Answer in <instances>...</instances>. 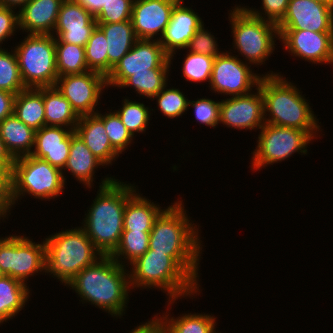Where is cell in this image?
<instances>
[{
	"instance_id": "cell-42",
	"label": "cell",
	"mask_w": 333,
	"mask_h": 333,
	"mask_svg": "<svg viewBox=\"0 0 333 333\" xmlns=\"http://www.w3.org/2000/svg\"><path fill=\"white\" fill-rule=\"evenodd\" d=\"M220 102L203 97L189 100L188 107H194L195 118L200 124L216 128L219 125Z\"/></svg>"
},
{
	"instance_id": "cell-53",
	"label": "cell",
	"mask_w": 333,
	"mask_h": 333,
	"mask_svg": "<svg viewBox=\"0 0 333 333\" xmlns=\"http://www.w3.org/2000/svg\"><path fill=\"white\" fill-rule=\"evenodd\" d=\"M321 3L328 4V5H333V0H321Z\"/></svg>"
},
{
	"instance_id": "cell-39",
	"label": "cell",
	"mask_w": 333,
	"mask_h": 333,
	"mask_svg": "<svg viewBox=\"0 0 333 333\" xmlns=\"http://www.w3.org/2000/svg\"><path fill=\"white\" fill-rule=\"evenodd\" d=\"M103 122L104 128L110 140L112 147L119 153L128 149V145L132 144L133 136L128 131L126 126L122 123L118 114L114 111L105 112V114H101V112L97 111L95 113Z\"/></svg>"
},
{
	"instance_id": "cell-48",
	"label": "cell",
	"mask_w": 333,
	"mask_h": 333,
	"mask_svg": "<svg viewBox=\"0 0 333 333\" xmlns=\"http://www.w3.org/2000/svg\"><path fill=\"white\" fill-rule=\"evenodd\" d=\"M129 333H167V330L156 315H154L153 319L143 324L141 323V325L136 326Z\"/></svg>"
},
{
	"instance_id": "cell-6",
	"label": "cell",
	"mask_w": 333,
	"mask_h": 333,
	"mask_svg": "<svg viewBox=\"0 0 333 333\" xmlns=\"http://www.w3.org/2000/svg\"><path fill=\"white\" fill-rule=\"evenodd\" d=\"M46 245V273L65 286L85 267L103 255L81 227L61 230L44 238Z\"/></svg>"
},
{
	"instance_id": "cell-47",
	"label": "cell",
	"mask_w": 333,
	"mask_h": 333,
	"mask_svg": "<svg viewBox=\"0 0 333 333\" xmlns=\"http://www.w3.org/2000/svg\"><path fill=\"white\" fill-rule=\"evenodd\" d=\"M15 94L0 90V122L13 114Z\"/></svg>"
},
{
	"instance_id": "cell-46",
	"label": "cell",
	"mask_w": 333,
	"mask_h": 333,
	"mask_svg": "<svg viewBox=\"0 0 333 333\" xmlns=\"http://www.w3.org/2000/svg\"><path fill=\"white\" fill-rule=\"evenodd\" d=\"M12 168H0V210L10 214L12 198Z\"/></svg>"
},
{
	"instance_id": "cell-33",
	"label": "cell",
	"mask_w": 333,
	"mask_h": 333,
	"mask_svg": "<svg viewBox=\"0 0 333 333\" xmlns=\"http://www.w3.org/2000/svg\"><path fill=\"white\" fill-rule=\"evenodd\" d=\"M55 47L58 77L90 71L86 63L85 47L66 42H55Z\"/></svg>"
},
{
	"instance_id": "cell-50",
	"label": "cell",
	"mask_w": 333,
	"mask_h": 333,
	"mask_svg": "<svg viewBox=\"0 0 333 333\" xmlns=\"http://www.w3.org/2000/svg\"><path fill=\"white\" fill-rule=\"evenodd\" d=\"M14 159L6 150L4 142L0 136V168H12Z\"/></svg>"
},
{
	"instance_id": "cell-37",
	"label": "cell",
	"mask_w": 333,
	"mask_h": 333,
	"mask_svg": "<svg viewBox=\"0 0 333 333\" xmlns=\"http://www.w3.org/2000/svg\"><path fill=\"white\" fill-rule=\"evenodd\" d=\"M25 89L15 51L0 48V90L17 95Z\"/></svg>"
},
{
	"instance_id": "cell-12",
	"label": "cell",
	"mask_w": 333,
	"mask_h": 333,
	"mask_svg": "<svg viewBox=\"0 0 333 333\" xmlns=\"http://www.w3.org/2000/svg\"><path fill=\"white\" fill-rule=\"evenodd\" d=\"M231 52H223L215 57L213 69L208 87L215 93L229 96H241L252 92L253 87L257 88L263 75H278L271 71L266 74H256L251 65L240 60L237 55ZM250 65V66H249Z\"/></svg>"
},
{
	"instance_id": "cell-3",
	"label": "cell",
	"mask_w": 333,
	"mask_h": 333,
	"mask_svg": "<svg viewBox=\"0 0 333 333\" xmlns=\"http://www.w3.org/2000/svg\"><path fill=\"white\" fill-rule=\"evenodd\" d=\"M96 198L80 226L102 255H111L119 245L128 198L137 190L114 177L101 180Z\"/></svg>"
},
{
	"instance_id": "cell-4",
	"label": "cell",
	"mask_w": 333,
	"mask_h": 333,
	"mask_svg": "<svg viewBox=\"0 0 333 333\" xmlns=\"http://www.w3.org/2000/svg\"><path fill=\"white\" fill-rule=\"evenodd\" d=\"M258 87L263 96L266 124L297 128L303 131L321 129L308 100L294 83L287 81L281 74L263 75Z\"/></svg>"
},
{
	"instance_id": "cell-18",
	"label": "cell",
	"mask_w": 333,
	"mask_h": 333,
	"mask_svg": "<svg viewBox=\"0 0 333 333\" xmlns=\"http://www.w3.org/2000/svg\"><path fill=\"white\" fill-rule=\"evenodd\" d=\"M96 26L95 18L78 2L63 0L53 36L55 42H66L85 47Z\"/></svg>"
},
{
	"instance_id": "cell-15",
	"label": "cell",
	"mask_w": 333,
	"mask_h": 333,
	"mask_svg": "<svg viewBox=\"0 0 333 333\" xmlns=\"http://www.w3.org/2000/svg\"><path fill=\"white\" fill-rule=\"evenodd\" d=\"M279 41L291 55L314 64L333 65V32L278 30Z\"/></svg>"
},
{
	"instance_id": "cell-44",
	"label": "cell",
	"mask_w": 333,
	"mask_h": 333,
	"mask_svg": "<svg viewBox=\"0 0 333 333\" xmlns=\"http://www.w3.org/2000/svg\"><path fill=\"white\" fill-rule=\"evenodd\" d=\"M289 1L290 0H262V13L260 10L248 8V6H244L243 8L254 16L277 25L284 18Z\"/></svg>"
},
{
	"instance_id": "cell-31",
	"label": "cell",
	"mask_w": 333,
	"mask_h": 333,
	"mask_svg": "<svg viewBox=\"0 0 333 333\" xmlns=\"http://www.w3.org/2000/svg\"><path fill=\"white\" fill-rule=\"evenodd\" d=\"M165 315V316H164ZM157 318L166 327L167 333H212L216 324V317L212 314L193 313L182 314L177 318L169 317V313Z\"/></svg>"
},
{
	"instance_id": "cell-52",
	"label": "cell",
	"mask_w": 333,
	"mask_h": 333,
	"mask_svg": "<svg viewBox=\"0 0 333 333\" xmlns=\"http://www.w3.org/2000/svg\"><path fill=\"white\" fill-rule=\"evenodd\" d=\"M6 215L8 216L9 214L6 213V212H4V211H1V210H0V220H1L2 218H3L2 220H4V218L7 217Z\"/></svg>"
},
{
	"instance_id": "cell-36",
	"label": "cell",
	"mask_w": 333,
	"mask_h": 333,
	"mask_svg": "<svg viewBox=\"0 0 333 333\" xmlns=\"http://www.w3.org/2000/svg\"><path fill=\"white\" fill-rule=\"evenodd\" d=\"M122 108L114 110L120 117L122 123L134 137L135 133H144L148 127L151 110L141 102L130 99L122 100Z\"/></svg>"
},
{
	"instance_id": "cell-30",
	"label": "cell",
	"mask_w": 333,
	"mask_h": 333,
	"mask_svg": "<svg viewBox=\"0 0 333 333\" xmlns=\"http://www.w3.org/2000/svg\"><path fill=\"white\" fill-rule=\"evenodd\" d=\"M27 284L8 275L0 277V325L13 319L29 301Z\"/></svg>"
},
{
	"instance_id": "cell-45",
	"label": "cell",
	"mask_w": 333,
	"mask_h": 333,
	"mask_svg": "<svg viewBox=\"0 0 333 333\" xmlns=\"http://www.w3.org/2000/svg\"><path fill=\"white\" fill-rule=\"evenodd\" d=\"M18 28V11L15 12L14 9L0 6V45L14 35Z\"/></svg>"
},
{
	"instance_id": "cell-43",
	"label": "cell",
	"mask_w": 333,
	"mask_h": 333,
	"mask_svg": "<svg viewBox=\"0 0 333 333\" xmlns=\"http://www.w3.org/2000/svg\"><path fill=\"white\" fill-rule=\"evenodd\" d=\"M215 39L217 38H215L214 35L208 31V29L205 30L203 24L188 42L186 50L189 48L188 51L190 52L216 57L222 54L223 51H219L218 44Z\"/></svg>"
},
{
	"instance_id": "cell-9",
	"label": "cell",
	"mask_w": 333,
	"mask_h": 333,
	"mask_svg": "<svg viewBox=\"0 0 333 333\" xmlns=\"http://www.w3.org/2000/svg\"><path fill=\"white\" fill-rule=\"evenodd\" d=\"M14 51L26 88L55 86L58 72L53 35L27 34Z\"/></svg>"
},
{
	"instance_id": "cell-35",
	"label": "cell",
	"mask_w": 333,
	"mask_h": 333,
	"mask_svg": "<svg viewBox=\"0 0 333 333\" xmlns=\"http://www.w3.org/2000/svg\"><path fill=\"white\" fill-rule=\"evenodd\" d=\"M86 63L90 71L108 76L107 39L104 32L96 26L85 45Z\"/></svg>"
},
{
	"instance_id": "cell-14",
	"label": "cell",
	"mask_w": 333,
	"mask_h": 333,
	"mask_svg": "<svg viewBox=\"0 0 333 333\" xmlns=\"http://www.w3.org/2000/svg\"><path fill=\"white\" fill-rule=\"evenodd\" d=\"M55 87L69 101L76 114L81 117L95 114L102 91L107 88L106 77L95 71L59 76Z\"/></svg>"
},
{
	"instance_id": "cell-11",
	"label": "cell",
	"mask_w": 333,
	"mask_h": 333,
	"mask_svg": "<svg viewBox=\"0 0 333 333\" xmlns=\"http://www.w3.org/2000/svg\"><path fill=\"white\" fill-rule=\"evenodd\" d=\"M0 270L27 284L29 277L46 272V245L23 235L0 238ZM27 279V280H26Z\"/></svg>"
},
{
	"instance_id": "cell-24",
	"label": "cell",
	"mask_w": 333,
	"mask_h": 333,
	"mask_svg": "<svg viewBox=\"0 0 333 333\" xmlns=\"http://www.w3.org/2000/svg\"><path fill=\"white\" fill-rule=\"evenodd\" d=\"M99 166L103 167L104 164L93 155L81 137L73 130L69 156L62 169L64 181H66V176L63 171L67 170L79 183L85 185L86 188H91L94 186L95 169L97 170Z\"/></svg>"
},
{
	"instance_id": "cell-21",
	"label": "cell",
	"mask_w": 333,
	"mask_h": 333,
	"mask_svg": "<svg viewBox=\"0 0 333 333\" xmlns=\"http://www.w3.org/2000/svg\"><path fill=\"white\" fill-rule=\"evenodd\" d=\"M72 131L66 127L43 126L35 132L34 150L30 155L62 170L69 156Z\"/></svg>"
},
{
	"instance_id": "cell-27",
	"label": "cell",
	"mask_w": 333,
	"mask_h": 333,
	"mask_svg": "<svg viewBox=\"0 0 333 333\" xmlns=\"http://www.w3.org/2000/svg\"><path fill=\"white\" fill-rule=\"evenodd\" d=\"M107 39L108 75L116 63L127 54L138 38L131 20L120 23H97Z\"/></svg>"
},
{
	"instance_id": "cell-49",
	"label": "cell",
	"mask_w": 333,
	"mask_h": 333,
	"mask_svg": "<svg viewBox=\"0 0 333 333\" xmlns=\"http://www.w3.org/2000/svg\"><path fill=\"white\" fill-rule=\"evenodd\" d=\"M85 10H87L93 17H95L106 5L108 0H75Z\"/></svg>"
},
{
	"instance_id": "cell-51",
	"label": "cell",
	"mask_w": 333,
	"mask_h": 333,
	"mask_svg": "<svg viewBox=\"0 0 333 333\" xmlns=\"http://www.w3.org/2000/svg\"><path fill=\"white\" fill-rule=\"evenodd\" d=\"M30 0H0V6H4L11 9L20 10L25 4H27Z\"/></svg>"
},
{
	"instance_id": "cell-20",
	"label": "cell",
	"mask_w": 333,
	"mask_h": 333,
	"mask_svg": "<svg viewBox=\"0 0 333 333\" xmlns=\"http://www.w3.org/2000/svg\"><path fill=\"white\" fill-rule=\"evenodd\" d=\"M203 24L198 13L191 7L183 3L175 4L169 24L159 40L164 51L170 56V60H173L177 50L186 49L192 36Z\"/></svg>"
},
{
	"instance_id": "cell-5",
	"label": "cell",
	"mask_w": 333,
	"mask_h": 333,
	"mask_svg": "<svg viewBox=\"0 0 333 333\" xmlns=\"http://www.w3.org/2000/svg\"><path fill=\"white\" fill-rule=\"evenodd\" d=\"M130 266V287L161 289L169 296L168 305L200 292V285L171 256L164 253L148 249Z\"/></svg>"
},
{
	"instance_id": "cell-26",
	"label": "cell",
	"mask_w": 333,
	"mask_h": 333,
	"mask_svg": "<svg viewBox=\"0 0 333 333\" xmlns=\"http://www.w3.org/2000/svg\"><path fill=\"white\" fill-rule=\"evenodd\" d=\"M137 192L126 202L123 231L151 232L155 219L164 209Z\"/></svg>"
},
{
	"instance_id": "cell-8",
	"label": "cell",
	"mask_w": 333,
	"mask_h": 333,
	"mask_svg": "<svg viewBox=\"0 0 333 333\" xmlns=\"http://www.w3.org/2000/svg\"><path fill=\"white\" fill-rule=\"evenodd\" d=\"M12 198L14 205L22 196L55 199L65 189L62 170L32 155L14 160L12 165Z\"/></svg>"
},
{
	"instance_id": "cell-7",
	"label": "cell",
	"mask_w": 333,
	"mask_h": 333,
	"mask_svg": "<svg viewBox=\"0 0 333 333\" xmlns=\"http://www.w3.org/2000/svg\"><path fill=\"white\" fill-rule=\"evenodd\" d=\"M232 10L228 18L234 38L233 47L244 57L245 63L261 66L275 50L274 39L279 40L277 25L254 16L243 6H235Z\"/></svg>"
},
{
	"instance_id": "cell-23",
	"label": "cell",
	"mask_w": 333,
	"mask_h": 333,
	"mask_svg": "<svg viewBox=\"0 0 333 333\" xmlns=\"http://www.w3.org/2000/svg\"><path fill=\"white\" fill-rule=\"evenodd\" d=\"M75 132L105 166L112 165V161L119 157V153L110 143L104 122L96 114L81 116Z\"/></svg>"
},
{
	"instance_id": "cell-34",
	"label": "cell",
	"mask_w": 333,
	"mask_h": 333,
	"mask_svg": "<svg viewBox=\"0 0 333 333\" xmlns=\"http://www.w3.org/2000/svg\"><path fill=\"white\" fill-rule=\"evenodd\" d=\"M170 69H151V73H133L118 88H134L143 97L152 99L168 83Z\"/></svg>"
},
{
	"instance_id": "cell-38",
	"label": "cell",
	"mask_w": 333,
	"mask_h": 333,
	"mask_svg": "<svg viewBox=\"0 0 333 333\" xmlns=\"http://www.w3.org/2000/svg\"><path fill=\"white\" fill-rule=\"evenodd\" d=\"M215 57L187 52L183 61L182 74L190 82H210Z\"/></svg>"
},
{
	"instance_id": "cell-16",
	"label": "cell",
	"mask_w": 333,
	"mask_h": 333,
	"mask_svg": "<svg viewBox=\"0 0 333 333\" xmlns=\"http://www.w3.org/2000/svg\"><path fill=\"white\" fill-rule=\"evenodd\" d=\"M255 90L246 95L222 99L219 123L239 130H260L265 124L263 96L259 87Z\"/></svg>"
},
{
	"instance_id": "cell-29",
	"label": "cell",
	"mask_w": 333,
	"mask_h": 333,
	"mask_svg": "<svg viewBox=\"0 0 333 333\" xmlns=\"http://www.w3.org/2000/svg\"><path fill=\"white\" fill-rule=\"evenodd\" d=\"M43 101L46 126L75 130L80 117L55 86L43 87Z\"/></svg>"
},
{
	"instance_id": "cell-28",
	"label": "cell",
	"mask_w": 333,
	"mask_h": 333,
	"mask_svg": "<svg viewBox=\"0 0 333 333\" xmlns=\"http://www.w3.org/2000/svg\"><path fill=\"white\" fill-rule=\"evenodd\" d=\"M13 113L34 131L46 126L43 87L20 91L14 99Z\"/></svg>"
},
{
	"instance_id": "cell-17",
	"label": "cell",
	"mask_w": 333,
	"mask_h": 333,
	"mask_svg": "<svg viewBox=\"0 0 333 333\" xmlns=\"http://www.w3.org/2000/svg\"><path fill=\"white\" fill-rule=\"evenodd\" d=\"M278 30L333 32V5L314 0H290Z\"/></svg>"
},
{
	"instance_id": "cell-22",
	"label": "cell",
	"mask_w": 333,
	"mask_h": 333,
	"mask_svg": "<svg viewBox=\"0 0 333 333\" xmlns=\"http://www.w3.org/2000/svg\"><path fill=\"white\" fill-rule=\"evenodd\" d=\"M63 0H30L18 11L19 30L35 35H53Z\"/></svg>"
},
{
	"instance_id": "cell-25",
	"label": "cell",
	"mask_w": 333,
	"mask_h": 333,
	"mask_svg": "<svg viewBox=\"0 0 333 333\" xmlns=\"http://www.w3.org/2000/svg\"><path fill=\"white\" fill-rule=\"evenodd\" d=\"M35 132L19 120L14 113L0 122V136L6 150L14 160L32 153L35 144Z\"/></svg>"
},
{
	"instance_id": "cell-41",
	"label": "cell",
	"mask_w": 333,
	"mask_h": 333,
	"mask_svg": "<svg viewBox=\"0 0 333 333\" xmlns=\"http://www.w3.org/2000/svg\"><path fill=\"white\" fill-rule=\"evenodd\" d=\"M132 0H108L94 17L97 23H120L131 20Z\"/></svg>"
},
{
	"instance_id": "cell-13",
	"label": "cell",
	"mask_w": 333,
	"mask_h": 333,
	"mask_svg": "<svg viewBox=\"0 0 333 333\" xmlns=\"http://www.w3.org/2000/svg\"><path fill=\"white\" fill-rule=\"evenodd\" d=\"M170 56L156 39H138L106 77L107 87H119L133 73H151V69H169Z\"/></svg>"
},
{
	"instance_id": "cell-1",
	"label": "cell",
	"mask_w": 333,
	"mask_h": 333,
	"mask_svg": "<svg viewBox=\"0 0 333 333\" xmlns=\"http://www.w3.org/2000/svg\"><path fill=\"white\" fill-rule=\"evenodd\" d=\"M182 202L178 200L169 205L155 219L150 232L149 249L171 256L199 283L198 265L203 245L199 227L188 218Z\"/></svg>"
},
{
	"instance_id": "cell-10",
	"label": "cell",
	"mask_w": 333,
	"mask_h": 333,
	"mask_svg": "<svg viewBox=\"0 0 333 333\" xmlns=\"http://www.w3.org/2000/svg\"><path fill=\"white\" fill-rule=\"evenodd\" d=\"M318 133L265 123L260 129L256 149L251 153V170L282 162L296 152L307 155V145L318 137Z\"/></svg>"
},
{
	"instance_id": "cell-54",
	"label": "cell",
	"mask_w": 333,
	"mask_h": 333,
	"mask_svg": "<svg viewBox=\"0 0 333 333\" xmlns=\"http://www.w3.org/2000/svg\"><path fill=\"white\" fill-rule=\"evenodd\" d=\"M172 1H175L176 3H183L184 0H172Z\"/></svg>"
},
{
	"instance_id": "cell-32",
	"label": "cell",
	"mask_w": 333,
	"mask_h": 333,
	"mask_svg": "<svg viewBox=\"0 0 333 333\" xmlns=\"http://www.w3.org/2000/svg\"><path fill=\"white\" fill-rule=\"evenodd\" d=\"M149 241L150 232L123 231L118 247L110 256L120 265L128 267L148 251Z\"/></svg>"
},
{
	"instance_id": "cell-2",
	"label": "cell",
	"mask_w": 333,
	"mask_h": 333,
	"mask_svg": "<svg viewBox=\"0 0 333 333\" xmlns=\"http://www.w3.org/2000/svg\"><path fill=\"white\" fill-rule=\"evenodd\" d=\"M110 255L81 270L68 284L82 304L88 302L113 317L121 318L129 302V270ZM128 301V302H127ZM84 302V303H83Z\"/></svg>"
},
{
	"instance_id": "cell-40",
	"label": "cell",
	"mask_w": 333,
	"mask_h": 333,
	"mask_svg": "<svg viewBox=\"0 0 333 333\" xmlns=\"http://www.w3.org/2000/svg\"><path fill=\"white\" fill-rule=\"evenodd\" d=\"M167 86L168 85L154 96L152 100L157 99L158 110H160L163 115L167 118L174 119L180 117L189 109V100L180 89L174 87L167 88Z\"/></svg>"
},
{
	"instance_id": "cell-19",
	"label": "cell",
	"mask_w": 333,
	"mask_h": 333,
	"mask_svg": "<svg viewBox=\"0 0 333 333\" xmlns=\"http://www.w3.org/2000/svg\"><path fill=\"white\" fill-rule=\"evenodd\" d=\"M172 0H137L133 2L131 21L138 39L160 40L171 19Z\"/></svg>"
}]
</instances>
